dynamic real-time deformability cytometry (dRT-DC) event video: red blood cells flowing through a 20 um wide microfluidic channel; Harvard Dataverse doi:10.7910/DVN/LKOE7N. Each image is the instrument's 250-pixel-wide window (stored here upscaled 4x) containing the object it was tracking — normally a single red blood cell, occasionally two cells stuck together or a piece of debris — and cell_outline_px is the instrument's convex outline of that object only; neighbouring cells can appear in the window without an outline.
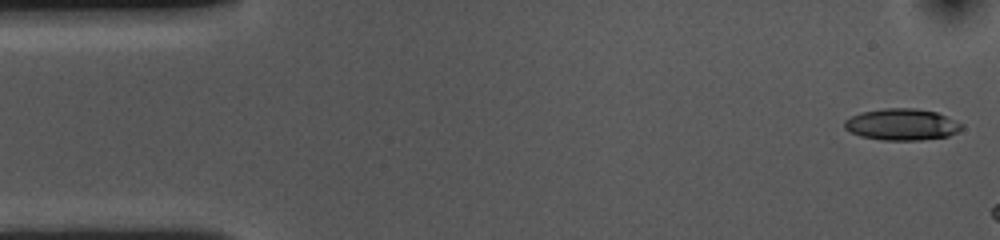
{"species": "common noctule bat (a hibernating species)", "species_latin": "Nyctalus noctula", "temperature_condition": "cold", "stored_images_in_passage": 6, "camera_frame_rate_fps": 3000, "um_per_image_px": 0.085, "animal": {"sex": "female", "body_mass_g": 10.0, "forearm_length_mm": 53.1}, "frame": {"image": 1, "passage_image": 1, "time_ms": 0.0, "image_size_px": [1000, 240], "cell_outline_px": [[964, 128], [948, 136], [920, 140], [880, 140], [860, 136], [844, 128], [844, 120], [860, 112], [884, 108], [916, 108], [936, 112], [964, 124]], "centroid_in_image_um": [76.65, 10.58], "position_along_channel_um": 8.3, "area_um2": 21.62}}